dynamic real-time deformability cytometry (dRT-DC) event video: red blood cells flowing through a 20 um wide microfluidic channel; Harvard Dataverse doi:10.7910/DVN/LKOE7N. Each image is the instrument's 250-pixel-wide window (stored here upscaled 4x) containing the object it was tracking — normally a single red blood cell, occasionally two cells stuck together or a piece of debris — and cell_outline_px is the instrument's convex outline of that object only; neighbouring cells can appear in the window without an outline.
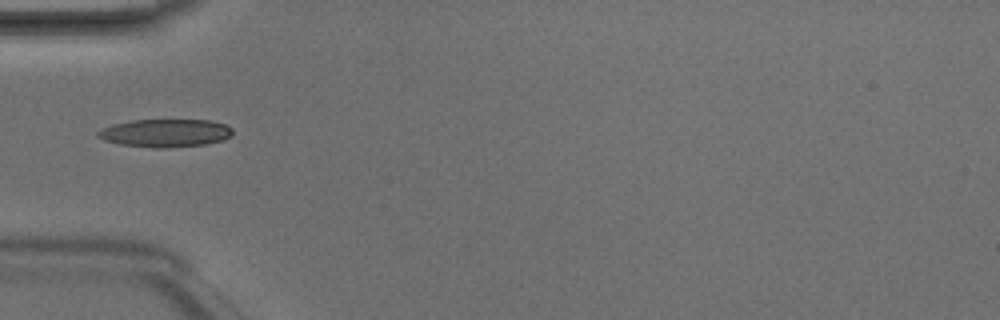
{"species": "Egyptian fruit bat (a non-hibernating species)", "species_latin": "Rousettus aegyptiacus", "temperature_condition": "room temperature", "stored_images_in_passage": 2, "camera_frame_rate_fps": 3000, "um_per_image_px": 0.085, "animal": {"sex": "male"}, "frame": {"image": 1, "passage_image": 1, "time_ms": 0.0, "image_size_px": [1000, 320], "cell_outline_px": [[232, 136], [224, 140], [204, 144], [164, 148], [156, 148], [120, 144], [104, 140], [96, 136], [96, 132], [100, 128], [112, 124], [132, 120], [212, 120], [224, 124], [232, 128]], "centroid_in_image_um": [14.03, 11.3], "position_along_channel_um": 71.0, "area_um2": 22.08}}